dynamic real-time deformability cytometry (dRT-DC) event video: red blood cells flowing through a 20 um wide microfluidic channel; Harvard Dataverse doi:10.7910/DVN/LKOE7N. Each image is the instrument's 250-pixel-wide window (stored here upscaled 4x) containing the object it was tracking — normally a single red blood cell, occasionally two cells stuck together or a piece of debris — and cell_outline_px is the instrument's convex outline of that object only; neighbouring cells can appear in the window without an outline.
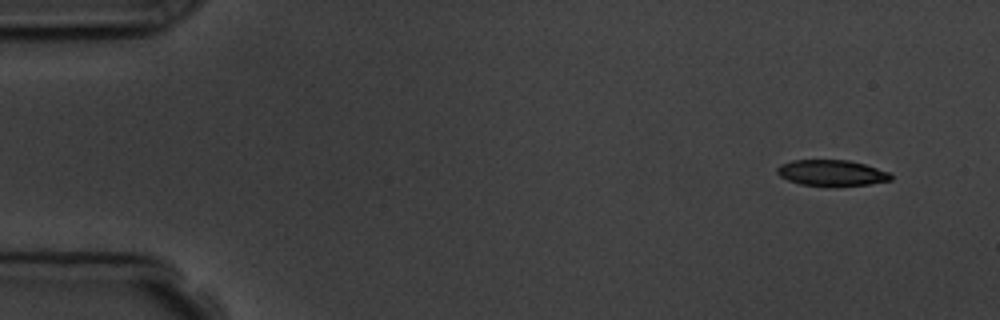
{"species": "common noctule bat (a hibernating species)", "species_latin": "Nyctalus noctula", "temperature_condition": "room temperature", "stored_images_in_passage": 6, "camera_frame_rate_fps": 3000, "um_per_image_px": 0.085, "animal": {"sex": "male", "body_mass_g": 19.5, "forearm_length_mm": 54.6}, "frame": {"image": 1, "passage_image": 1, "time_ms": 0.0, "image_size_px": [1000, 320], "cell_outline_px": [[892, 180], [868, 184], [800, 184], [788, 180], [780, 176], [776, 172], [776, 168], [780, 164], [792, 160], [848, 160], [864, 164], [888, 172], [892, 176]], "centroid_in_image_um": [70.65, 14.66], "position_along_channel_um": 14.4, "area_um2": 16.59}}